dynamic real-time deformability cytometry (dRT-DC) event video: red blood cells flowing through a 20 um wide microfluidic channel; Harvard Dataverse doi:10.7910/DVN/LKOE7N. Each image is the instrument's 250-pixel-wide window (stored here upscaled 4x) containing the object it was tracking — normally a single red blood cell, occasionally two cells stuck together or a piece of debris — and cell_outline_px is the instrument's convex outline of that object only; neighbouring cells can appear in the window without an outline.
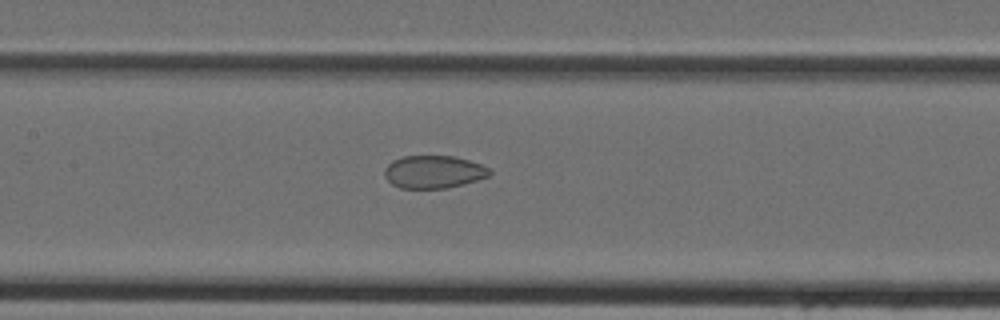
{"species": "Egyptian fruit bat (a non-hibernating species)", "species_latin": "Rousettus aegyptiacus", "temperature_condition": "cold", "stored_images_in_passage": 45, "camera_frame_rate_fps": 3000, "um_per_image_px": 0.085, "animal": {"sex": "female"}, "frame": {"image": 1, "passage_image": 21, "time_ms": 6.667, "image_size_px": [1000, 320], "cell_outline_px": [[492, 172], [488, 176], [476, 180], [448, 188], [400, 188], [392, 184], [384, 176], [384, 168], [392, 160], [404, 156], [456, 156], [480, 164], [488, 168]], "centroid_in_image_um": [36.83, 14.6], "position_along_channel_um": 170.6, "area_um2": 20.0}}
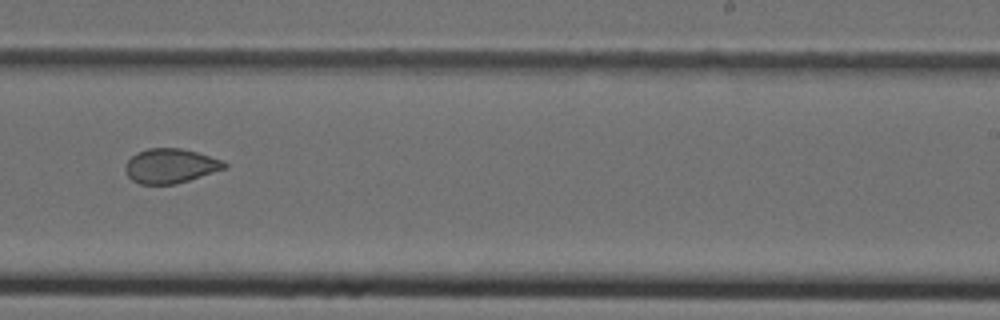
{"frame": {"image": 2, "passage_image": 28, "time_ms": 9.0, "image_size_px": [1000, 320], "cell_outline_px": [[228, 168], [176, 184], [140, 184], [132, 180], [128, 176], [124, 168], [128, 160], [136, 152], [148, 148], [180, 148], [196, 152], [224, 160], [228, 164]], "centroid_in_image_um": [14.51, 14.1], "position_along_channel_um": 274.5, "area_um2": 20.06}}
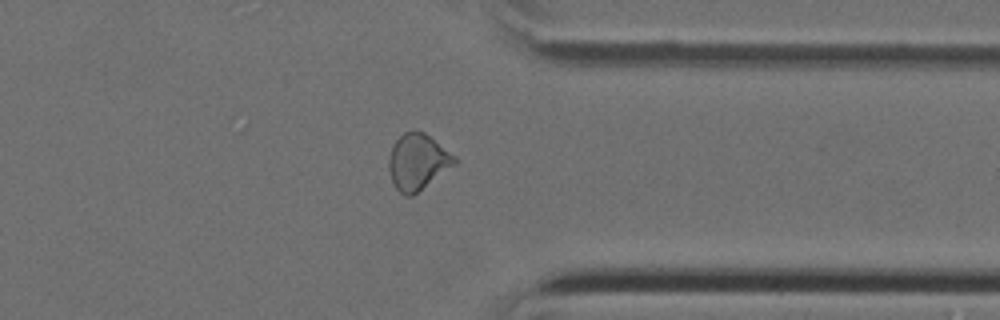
{"frame": {"image": 3, "passage_image": 35, "time_ms": 11.333, "image_size_px": [1000, 320], "cell_outline_px": [[456, 164], [412, 196], [404, 196], [392, 184], [388, 168], [388, 160], [392, 148], [396, 140], [404, 132], [424, 132], [456, 156]], "centroid_in_image_um": [35.49, 13.78], "position_along_channel_um": 375.9, "area_um2": 21.27}}